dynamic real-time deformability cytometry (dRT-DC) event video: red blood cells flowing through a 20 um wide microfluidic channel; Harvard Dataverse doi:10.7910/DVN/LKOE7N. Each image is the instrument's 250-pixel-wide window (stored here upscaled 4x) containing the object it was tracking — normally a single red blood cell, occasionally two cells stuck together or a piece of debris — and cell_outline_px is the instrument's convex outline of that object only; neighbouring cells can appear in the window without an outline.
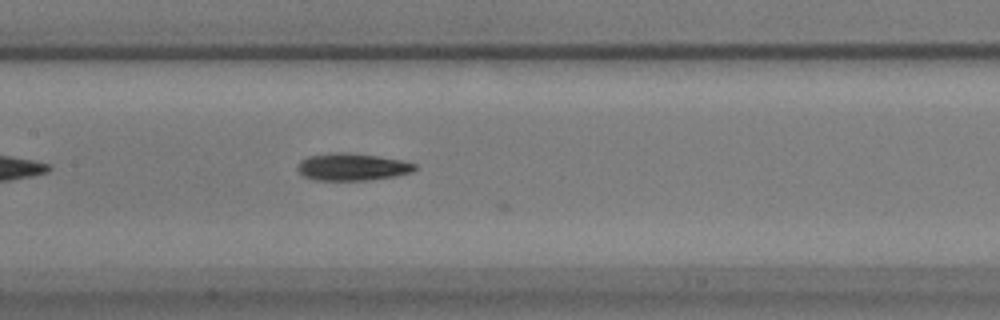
{"species": "common noctule bat (a hibernating species)", "species_latin": "Nyctalus noctula", "temperature_condition": "warm", "stored_images_in_passage": 14, "camera_frame_rate_fps": 3000, "um_per_image_px": 0.085, "animal": {"sex": "male", "body_mass_g": 17.9}, "frame": {"image": 1, "passage_image": 13, "time_ms": 4.0, "image_size_px": [1000, 320], "cell_outline_px": [[416, 168], [412, 172], [396, 176], [364, 180], [316, 180], [304, 176], [296, 168], [300, 160], [308, 156], [328, 152], [348, 152], [376, 156], [400, 160], [416, 164]], "centroid_in_image_um": [29.9, 14.18], "position_along_channel_um": 177.5, "area_um2": 18.61}}